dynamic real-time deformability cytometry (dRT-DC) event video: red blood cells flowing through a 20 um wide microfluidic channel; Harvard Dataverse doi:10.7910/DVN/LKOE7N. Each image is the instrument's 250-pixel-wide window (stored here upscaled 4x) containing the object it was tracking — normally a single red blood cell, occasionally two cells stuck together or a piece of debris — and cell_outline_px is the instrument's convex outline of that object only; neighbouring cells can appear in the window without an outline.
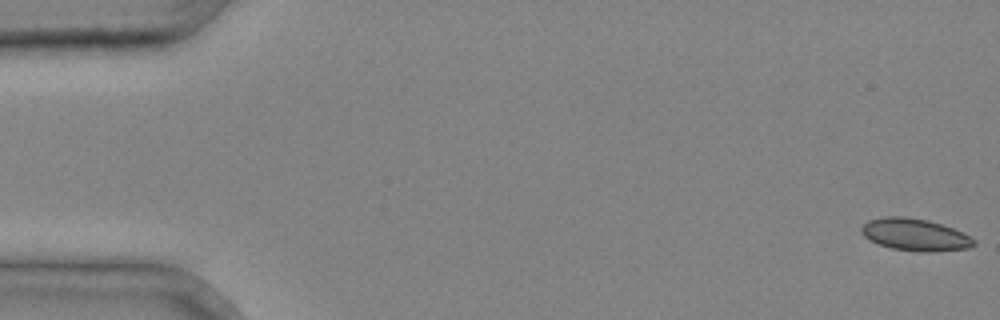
{"species": "common noctule bat (a hibernating species)", "species_latin": "Nyctalus noctula", "temperature_condition": "cold", "stored_images_in_passage": 4, "camera_frame_rate_fps": 3000, "um_per_image_px": 0.085, "animal": {"sex": "male", "body_mass_g": 20.4}, "frame": {"image": 1, "passage_image": 1, "time_ms": 0.0, "image_size_px": [1000, 320], "cell_outline_px": [[976, 244], [968, 248], [928, 252], [924, 252], [892, 248], [880, 244], [864, 236], [860, 232], [860, 228], [868, 220], [884, 216], [904, 216], [928, 220], [964, 232], [976, 240]], "centroid_in_image_um": [77.79, 19.93], "position_along_channel_um": 7.2, "area_um2": 20.98}}